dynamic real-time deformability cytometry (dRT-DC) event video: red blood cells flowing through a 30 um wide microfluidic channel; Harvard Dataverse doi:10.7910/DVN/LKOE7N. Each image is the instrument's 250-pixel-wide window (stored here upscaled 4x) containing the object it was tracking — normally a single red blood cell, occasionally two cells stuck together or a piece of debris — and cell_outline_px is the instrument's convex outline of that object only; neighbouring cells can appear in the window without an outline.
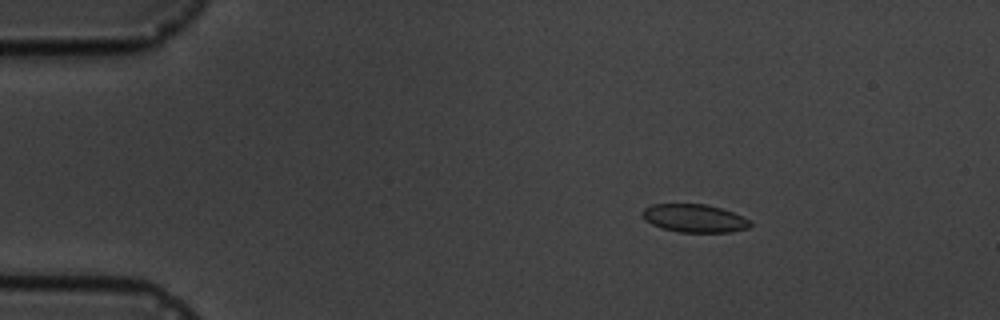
{"species": "common noctule bat (a hibernating species)", "species_latin": "Nyctalus noctula", "temperature_condition": "cold", "stored_images_in_passage": 5, "camera_frame_rate_fps": 3000, "um_per_image_px": 0.085, "animal": {"sex": "male", "body_mass_g": 19.5, "forearm_length_mm": 54.6}, "frame": {"image": 1, "passage_image": 3, "time_ms": 2.0, "image_size_px": [1000, 320], "cell_outline_px": [[752, 224], [748, 228], [732, 232], [680, 232], [660, 228], [644, 220], [644, 208], [652, 204], [704, 204], [720, 208], [744, 216], [752, 220]], "centroid_in_image_um": [59.07, 18.56], "position_along_channel_um": 25.9, "area_um2": 17.69}}